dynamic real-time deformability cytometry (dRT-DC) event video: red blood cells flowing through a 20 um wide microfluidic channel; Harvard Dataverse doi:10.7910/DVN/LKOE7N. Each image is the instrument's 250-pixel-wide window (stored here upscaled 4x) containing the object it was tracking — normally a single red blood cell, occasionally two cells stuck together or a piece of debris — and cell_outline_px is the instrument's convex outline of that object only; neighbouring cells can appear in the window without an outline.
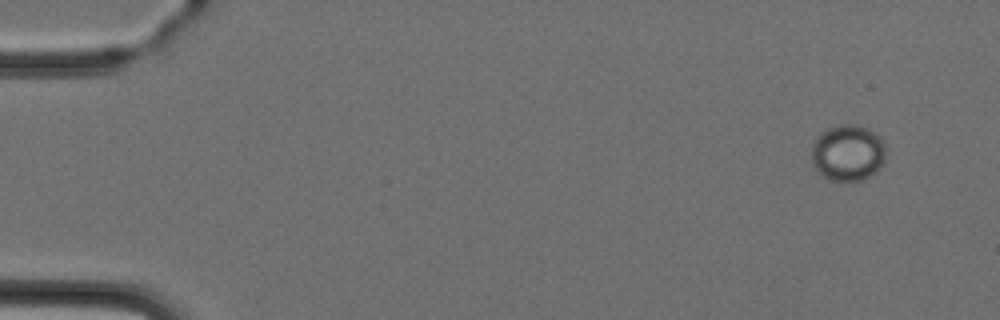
{"species": "Egyptian fruit bat (a non-hibernating species)", "species_latin": "Rousettus aegyptiacus", "temperature_condition": "cold", "stored_images_in_passage": 5, "camera_frame_rate_fps": 3000, "um_per_image_px": 0.085, "animal": {"sex": "female"}, "frame": {"image": 1, "passage_image": 1, "time_ms": 0.0, "image_size_px": [1000, 320], "cell_outline_px": [[884, 160], [880, 168], [876, 172], [860, 180], [828, 180], [812, 164], [812, 144], [816, 136], [820, 132], [828, 128], [840, 124], [856, 124], [868, 128], [876, 132], [880, 136], [884, 144]], "centroid_in_image_um": [72.06, 12.95], "position_along_channel_um": 12.9, "area_um2": 24.45}}
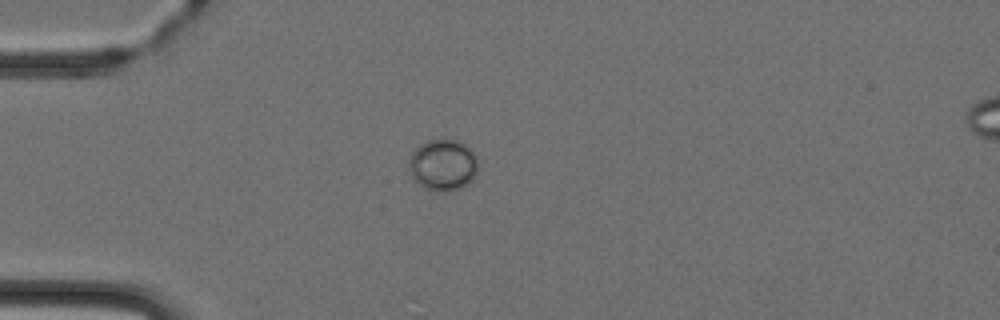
{"frame": {"image": 2, "passage_image": 4, "time_ms": 3.333, "image_size_px": [1000, 320], "cell_outline_px": [[476, 172], [472, 180], [468, 184], [460, 188], [448, 192], [440, 192], [424, 188], [412, 176], [408, 168], [408, 160], [412, 152], [420, 144], [428, 140], [460, 140], [476, 156]], "centroid_in_image_um": [37.62, 14.03], "position_along_channel_um": 47.4, "area_um2": 20.63}}